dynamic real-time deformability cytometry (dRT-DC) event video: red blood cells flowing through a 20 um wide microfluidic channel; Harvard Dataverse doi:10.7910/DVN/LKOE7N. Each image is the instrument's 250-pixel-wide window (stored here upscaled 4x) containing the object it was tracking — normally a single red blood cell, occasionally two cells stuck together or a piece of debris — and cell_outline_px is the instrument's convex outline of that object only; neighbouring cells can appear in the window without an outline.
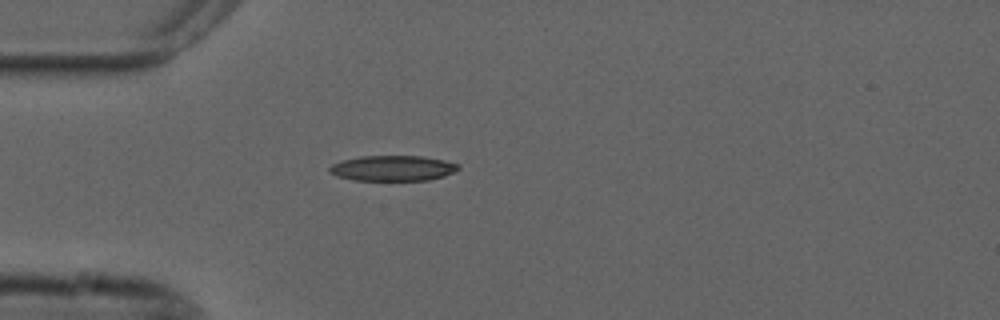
{"species": "common noctule bat (a hibernating species)", "species_latin": "Nyctalus noctula", "temperature_condition": "cold", "stored_images_in_passage": 41, "camera_frame_rate_fps": 3000, "um_per_image_px": 0.085, "animal": {"sex": "male", "forearm_length_mm": 52.5}, "frame": {"image": 1, "passage_image": 1, "time_ms": 0.0, "image_size_px": [1000, 320], "cell_outline_px": [[460, 168], [444, 176], [428, 180], [356, 180], [336, 176], [328, 172], [328, 168], [332, 164], [340, 160], [360, 156], [424, 156], [444, 160], [460, 164]], "centroid_in_image_um": [33.36, 14.29], "position_along_channel_um": 51.6, "area_um2": 19.19}}
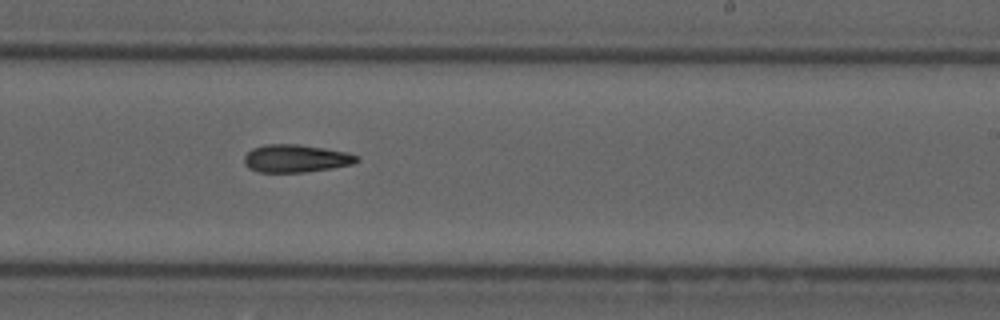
{"frame": {"image": 2, "passage_image": 19, "time_ms": 6.0, "image_size_px": [1000, 320], "cell_outline_px": [[360, 160], [352, 164], [332, 168], [304, 172], [256, 172], [248, 168], [244, 164], [244, 156], [252, 148], [264, 144], [300, 144], [348, 152], [360, 156]], "centroid_in_image_um": [25.15, 13.46], "position_along_channel_um": 263.9, "area_um2": 18.44}}
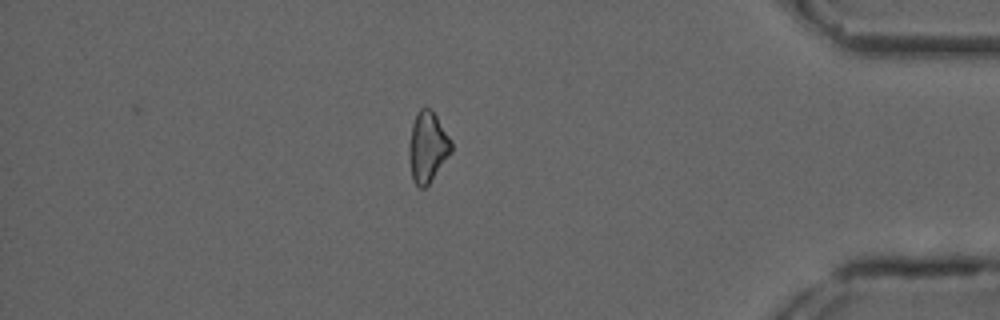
{"frame": {"image": 3, "passage_image": 33, "time_ms": 10.667, "image_size_px": [1000, 320], "cell_outline_px": [[452, 152], [428, 184], [424, 188], [420, 188], [412, 180], [408, 156], [408, 144], [412, 124], [420, 108], [432, 108], [452, 140]], "centroid_in_image_um": [36.34, 12.48], "position_along_channel_um": 398.9, "area_um2": 17.57}}